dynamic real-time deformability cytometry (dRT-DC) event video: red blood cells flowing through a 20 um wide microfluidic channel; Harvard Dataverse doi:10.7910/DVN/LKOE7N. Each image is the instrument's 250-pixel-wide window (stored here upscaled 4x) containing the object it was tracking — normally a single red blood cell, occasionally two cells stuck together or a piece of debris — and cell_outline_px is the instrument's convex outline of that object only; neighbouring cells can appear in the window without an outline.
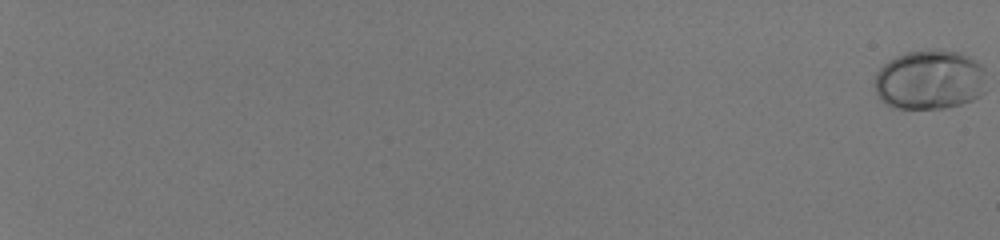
{"species": "human", "species_latin": "Homo sapiens", "temperature_condition": "room temperature", "stored_images_in_passage": 58, "camera_frame_rate_fps": 3000, "um_per_image_px": 0.085, "donor": {"sex": "male"}, "frame": {"image": 1, "passage_image": 1, "time_ms": 0.0, "image_size_px": [1000, 240], "cell_outline_px": [[984, 92], [980, 96], [972, 100], [960, 104], [944, 108], [892, 108], [884, 104], [880, 100], [876, 92], [876, 72], [888, 60], [896, 56], [908, 52], [932, 48], [936, 48], [960, 52], [976, 60], [984, 68]], "centroid_in_image_um": [79.02, 6.77], "position_along_channel_um": 6.0, "area_um2": 39.25}}
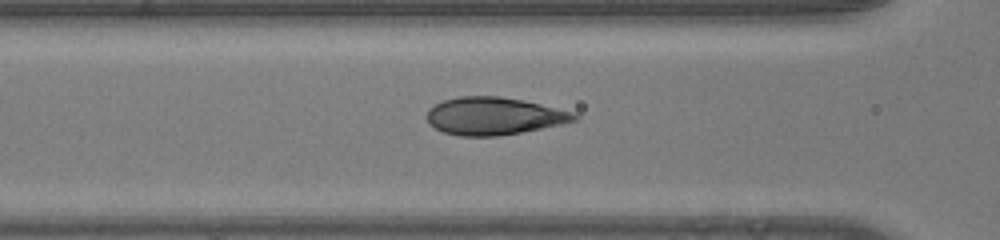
{"frame": {"image": 2, "passage_image": 32, "time_ms": 10.333, "image_size_px": [1000, 240], "cell_outline_px": [[580, 120], [500, 136], [460, 136], [444, 132], [428, 124], [424, 116], [428, 108], [444, 100], [460, 96], [500, 96], [524, 100], [576, 112], [580, 116]], "centroid_in_image_um": [41.99, 9.86], "position_along_channel_um": 124.6, "area_um2": 32.6}}
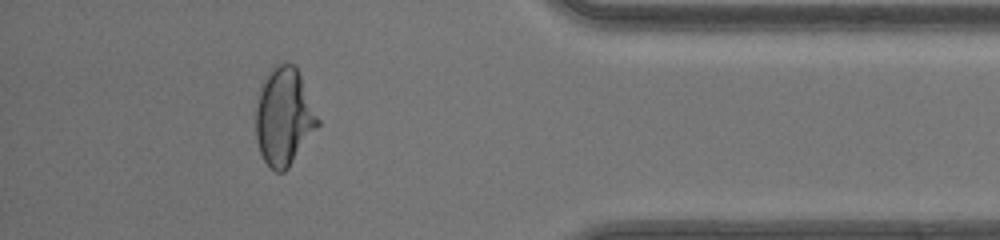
{"frame": {"image": 3, "passage_image": 54, "time_ms": 17.667, "image_size_px": [1000, 240], "cell_outline_px": [[320, 124], [288, 168], [284, 172], [276, 172], [264, 160], [260, 152], [256, 140], [252, 112], [260, 84], [264, 76], [272, 64], [292, 64], [296, 68], [300, 76], [320, 120]], "centroid_in_image_um": [24.06, 9.9], "position_along_channel_um": 411.1, "area_um2": 35.95}, "authors_computed_cell_mechanics": {"area_um2": 33.1483, "velocity_mm_per_s": 4.1702, "shape_relaxation_time_tau1_ms": 5.074, "shape_relaxation_time_tau2_ms": null, "deformation_change_tau1": 0.2106, "deformation_change_tau2": null}}